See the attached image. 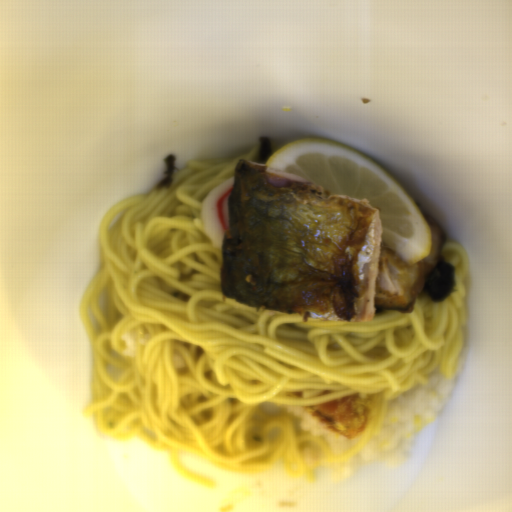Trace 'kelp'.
Returning a JSON list of instances; mask_svg holds the SVG:
<instances>
[{
  "instance_id": "obj_2",
  "label": "kelp",
  "mask_w": 512,
  "mask_h": 512,
  "mask_svg": "<svg viewBox=\"0 0 512 512\" xmlns=\"http://www.w3.org/2000/svg\"><path fill=\"white\" fill-rule=\"evenodd\" d=\"M164 164L165 176L159 181L157 189H161L162 187L171 188L176 167V156L174 154L166 155Z\"/></svg>"
},
{
  "instance_id": "obj_1",
  "label": "kelp",
  "mask_w": 512,
  "mask_h": 512,
  "mask_svg": "<svg viewBox=\"0 0 512 512\" xmlns=\"http://www.w3.org/2000/svg\"><path fill=\"white\" fill-rule=\"evenodd\" d=\"M456 290V270L454 265L439 258L432 272L424 280L418 294L433 302H444Z\"/></svg>"
},
{
  "instance_id": "obj_3",
  "label": "kelp",
  "mask_w": 512,
  "mask_h": 512,
  "mask_svg": "<svg viewBox=\"0 0 512 512\" xmlns=\"http://www.w3.org/2000/svg\"><path fill=\"white\" fill-rule=\"evenodd\" d=\"M257 155L260 164H267L270 156L272 155V145L270 137H259L257 144Z\"/></svg>"
}]
</instances>
